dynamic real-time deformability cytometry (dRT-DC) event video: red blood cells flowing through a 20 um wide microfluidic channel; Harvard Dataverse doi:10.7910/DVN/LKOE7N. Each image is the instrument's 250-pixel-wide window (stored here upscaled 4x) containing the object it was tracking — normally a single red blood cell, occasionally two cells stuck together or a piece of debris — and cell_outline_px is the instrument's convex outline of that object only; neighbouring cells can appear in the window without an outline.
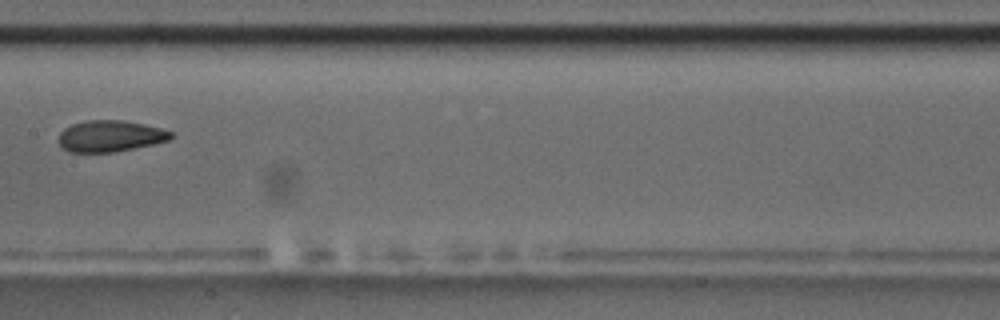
{"species": "common noctule bat (a hibernating species)", "species_latin": "Nyctalus noctula", "temperature_condition": "room temperature", "stored_images_in_passage": 15, "camera_frame_rate_fps": 3000, "um_per_image_px": 0.085, "animal": {"sex": "male", "body_mass_g": 17.5, "forearm_length_mm": 52.3}, "frame": {"image": 1, "passage_image": 9, "time_ms": 9.333, "image_size_px": [1000, 320], "cell_outline_px": [[176, 136], [168, 140], [152, 144], [112, 152], [68, 152], [60, 144], [60, 132], [64, 128], [72, 124], [88, 120], [124, 120], [144, 124], [176, 132]], "centroid_in_image_um": [9.41, 11.55], "position_along_channel_um": 198.0, "area_um2": 20.46}}